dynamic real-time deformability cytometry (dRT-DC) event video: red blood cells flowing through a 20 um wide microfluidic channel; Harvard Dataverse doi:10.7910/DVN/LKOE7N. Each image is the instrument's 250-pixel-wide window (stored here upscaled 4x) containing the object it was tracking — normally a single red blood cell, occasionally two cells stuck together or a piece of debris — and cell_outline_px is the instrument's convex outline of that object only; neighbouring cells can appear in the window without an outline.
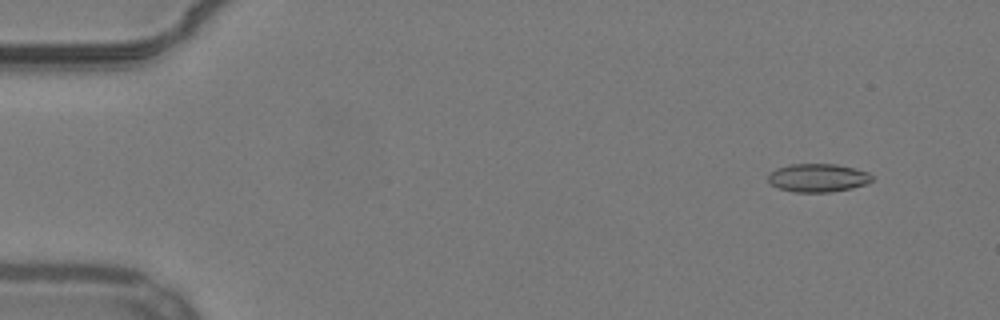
{"species": "common noctule bat (a hibernating species)", "species_latin": "Nyctalus noctula", "temperature_condition": "warm", "stored_images_in_passage": 54, "camera_frame_rate_fps": 3000, "um_per_image_px": 0.085, "animal": {"sex": "male", "body_mass_g": 19.2, "forearm_length_mm": 51.8}, "frame": {"image": 1, "passage_image": 5, "time_ms": 1.333, "image_size_px": [1000, 320], "cell_outline_px": [[872, 180], [864, 184], [852, 188], [828, 192], [792, 192], [776, 188], [768, 180], [768, 176], [776, 168], [788, 164], [836, 164], [856, 168], [868, 172], [872, 176]], "centroid_in_image_um": [69.5, 15.11], "position_along_channel_um": 15.5, "area_um2": 17.17}}
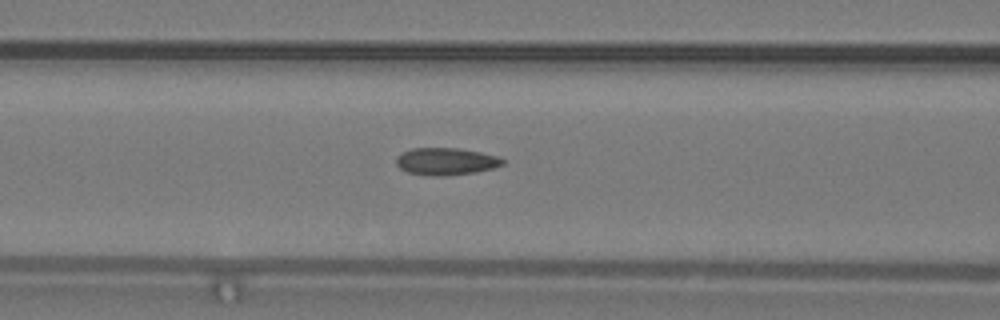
{"frame": {"image": 2, "passage_image": 23, "time_ms": 7.333, "image_size_px": [1000, 320], "cell_outline_px": [[504, 164], [492, 168], [476, 172], [448, 176], [436, 176], [408, 172], [400, 168], [396, 164], [396, 156], [400, 152], [412, 148], [460, 148], [480, 152], [496, 156], [504, 160]], "centroid_in_image_um": [37.88, 13.71], "position_along_channel_um": 128.7, "area_um2": 16.94}}
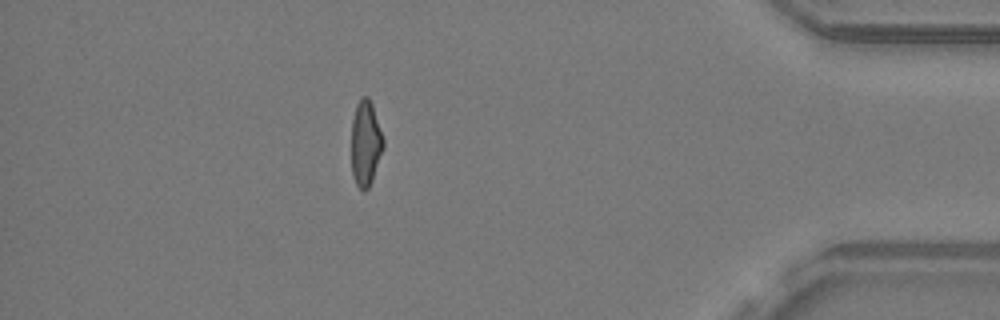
{"frame": {"image": 3, "passage_image": 48, "time_ms": 15.667, "image_size_px": [1000, 320], "cell_outline_px": [[384, 148], [372, 180], [368, 188], [364, 192], [356, 184], [352, 176], [352, 120], [356, 104], [360, 96], [368, 96], [372, 104], [384, 140]], "centroid_in_image_um": [31.07, 12.17], "position_along_channel_um": 404.1, "area_um2": 15.95}, "authors_computed_cell_mechanics": {"area_um2": 16.7042, "velocity_mm_per_s": 3.8474, "shape_relaxation_time_tau1_ms": null, "shape_relaxation_time_tau2_ms": 1.6587, "deformation_change_tau1": null, "deformation_change_tau2": 0.0875}}